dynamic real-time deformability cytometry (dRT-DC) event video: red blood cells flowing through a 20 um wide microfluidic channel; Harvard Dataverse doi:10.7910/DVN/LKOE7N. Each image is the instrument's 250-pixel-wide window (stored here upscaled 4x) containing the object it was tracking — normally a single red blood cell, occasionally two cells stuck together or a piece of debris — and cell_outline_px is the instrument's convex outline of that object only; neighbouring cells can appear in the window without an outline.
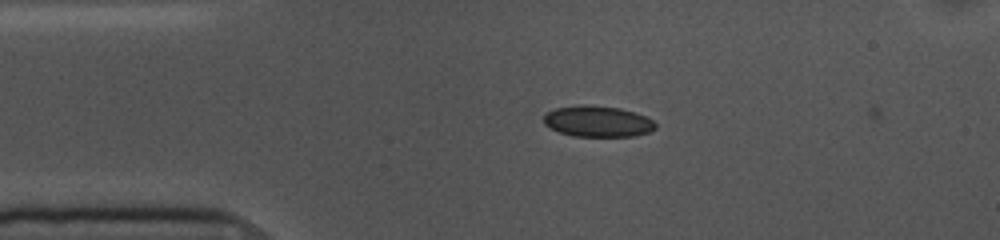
{"species": "common noctule bat (a hibernating species)", "species_latin": "Nyctalus noctula", "temperature_condition": "cold", "stored_images_in_passage": 2, "camera_frame_rate_fps": 3000, "um_per_image_px": 0.085, "animal": {"sex": "female", "body_mass_g": 10.0, "forearm_length_mm": 53.1}, "frame": {"image": 1, "passage_image": 1, "time_ms": 0.0, "image_size_px": [1000, 240], "cell_outline_px": [[656, 128], [648, 132], [632, 136], [572, 136], [548, 128], [544, 124], [544, 116], [548, 112], [556, 108], [620, 108], [636, 112], [652, 120], [656, 124]], "centroid_in_image_um": [50.83, 10.37], "position_along_channel_um": 34.2, "area_um2": 19.25}}